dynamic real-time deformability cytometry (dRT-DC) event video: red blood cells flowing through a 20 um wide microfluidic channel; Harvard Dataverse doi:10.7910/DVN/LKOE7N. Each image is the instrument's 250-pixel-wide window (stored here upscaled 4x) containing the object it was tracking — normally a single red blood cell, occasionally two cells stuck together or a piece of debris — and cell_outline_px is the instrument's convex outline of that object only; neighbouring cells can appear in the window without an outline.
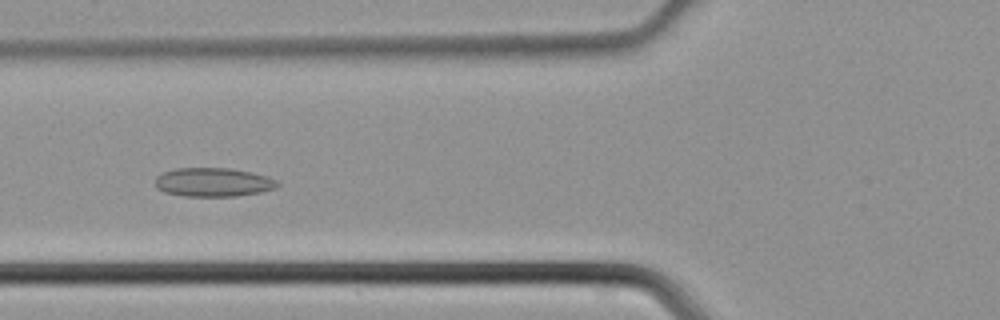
{"species": "common noctule bat (a hibernating species)", "species_latin": "Nyctalus noctula", "temperature_condition": "cold", "stored_images_in_passage": 43, "camera_frame_rate_fps": 3000, "um_per_image_px": 0.085, "animal": {"sex": "male", "body_mass_g": 21.5, "forearm_length_mm": 52.0}, "frame": {"image": 1, "passage_image": 15, "time_ms": 4.667, "image_size_px": [1000, 320], "cell_outline_px": [[280, 184], [276, 188], [260, 192], [236, 196], [184, 196], [164, 192], [156, 188], [156, 176], [164, 172], [176, 168], [228, 168], [252, 172], [268, 176], [276, 180]], "centroid_in_image_um": [18.13, 15.49], "position_along_channel_um": 107.7, "area_um2": 20.58}}
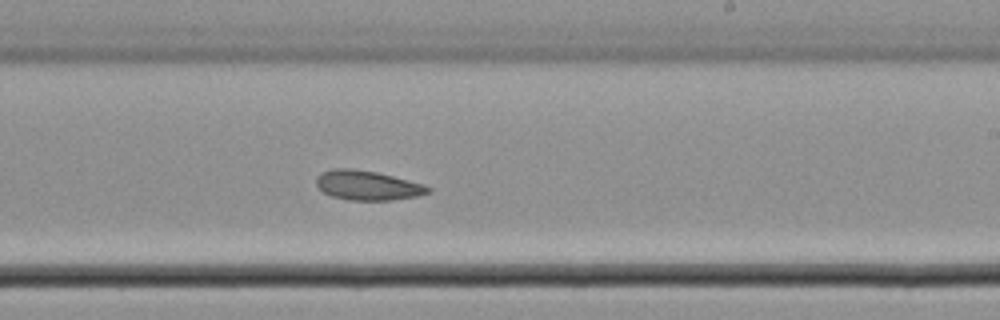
{"frame": {"image": 2, "passage_image": 25, "time_ms": 8.0, "image_size_px": [1000, 320], "cell_outline_px": [[432, 192], [416, 196], [392, 200], [348, 200], [332, 196], [324, 192], [316, 184], [316, 176], [320, 172], [332, 168], [352, 168], [376, 172], [424, 184], [432, 188]], "centroid_in_image_um": [31.23, 15.75], "position_along_channel_um": 257.8, "area_um2": 19.31}}
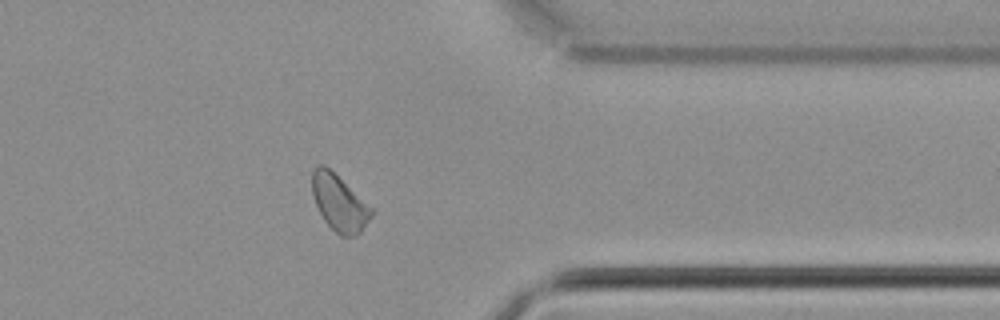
{"frame": {"image": 3, "passage_image": 34, "time_ms": 11.0, "image_size_px": [1000, 320], "cell_outline_px": [[376, 212], [360, 232], [356, 236], [340, 236], [324, 220], [312, 196], [312, 168], [316, 164], [324, 164], [372, 208]], "centroid_in_image_um": [28.83, 17.24], "position_along_channel_um": 382.6, "area_um2": 19.25}}